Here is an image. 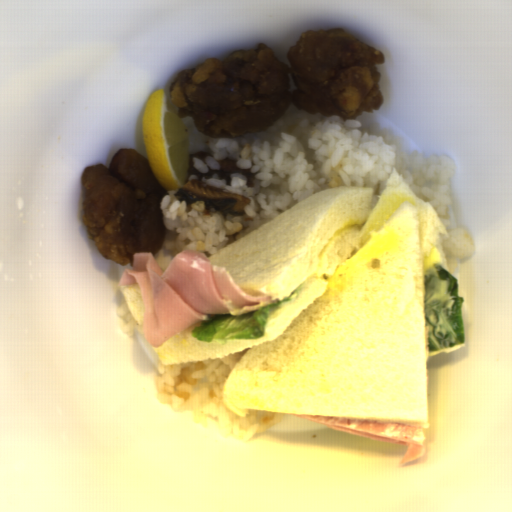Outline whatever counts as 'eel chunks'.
<instances>
[{
    "instance_id": "1",
    "label": "eel chunks",
    "mask_w": 512,
    "mask_h": 512,
    "mask_svg": "<svg viewBox=\"0 0 512 512\" xmlns=\"http://www.w3.org/2000/svg\"><path fill=\"white\" fill-rule=\"evenodd\" d=\"M212 151H196L189 153L188 174L194 175L196 179L185 180L182 187L174 194L176 200L185 201L187 205L195 202H203L207 208L218 211L221 215H231L241 217L245 215V207L250 203L246 196L238 195L223 190L222 188L212 187L204 184L203 179L211 178L216 175L220 180H224L226 186L231 185V174L242 173L246 179V187H253L256 184V172L250 169L237 166L239 160L223 158L219 161V169H210L208 173H202L193 166V158H197L203 163L206 157H213Z\"/></svg>"
}]
</instances>
